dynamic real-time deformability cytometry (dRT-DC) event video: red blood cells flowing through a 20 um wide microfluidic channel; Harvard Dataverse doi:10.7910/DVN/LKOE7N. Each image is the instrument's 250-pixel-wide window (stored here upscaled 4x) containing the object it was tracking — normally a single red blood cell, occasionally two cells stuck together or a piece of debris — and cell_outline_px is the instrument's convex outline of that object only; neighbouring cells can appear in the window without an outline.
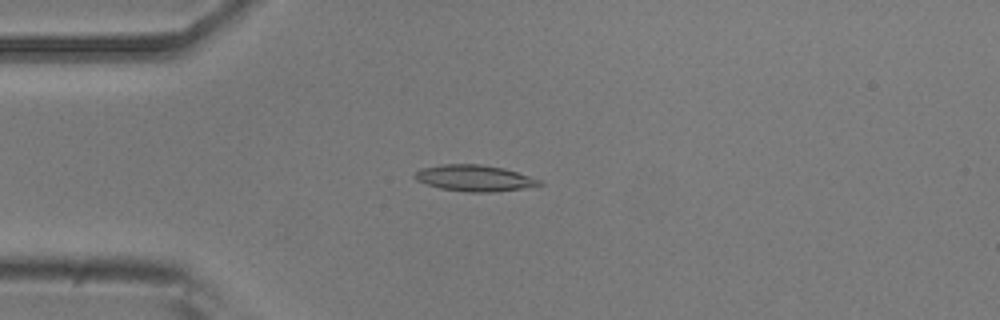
{"species": "common noctule bat (a hibernating species)", "species_latin": "Nyctalus noctula", "temperature_condition": "room temperature", "stored_images_in_passage": 51, "camera_frame_rate_fps": 3000, "um_per_image_px": 0.085, "animal": {"sex": "male", "body_mass_g": 20.5, "forearm_length_mm": 52.5}, "frame": {"image": 1, "passage_image": 13, "time_ms": 4.0, "image_size_px": [1000, 320], "cell_outline_px": [[544, 184], [520, 188], [492, 192], [468, 192], [440, 188], [416, 180], [412, 176], [420, 168], [440, 164], [480, 164], [504, 168], [540, 180]], "centroid_in_image_um": [40.27, 15.13], "position_along_channel_um": 44.7, "area_um2": 18.84}}
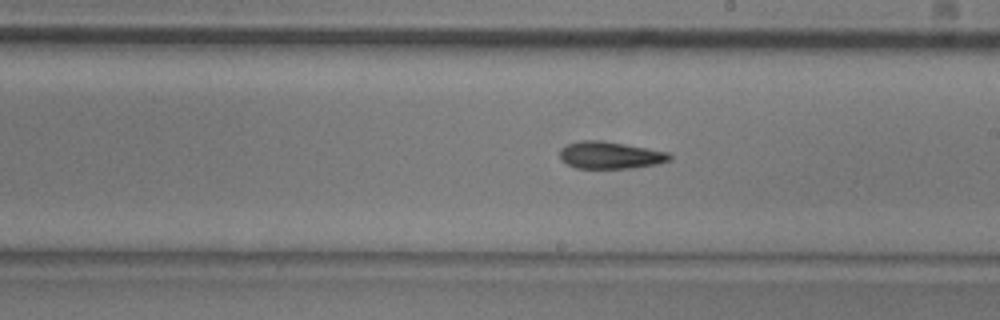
{"frame": {"image": 2, "passage_image": 29, "time_ms": 9.333, "image_size_px": [1000, 320], "cell_outline_px": [[672, 160], [656, 164], [632, 168], [576, 168], [560, 160], [560, 148], [568, 144], [580, 140], [600, 140], [624, 144], [668, 152], [672, 156]], "centroid_in_image_um": [51.85, 13.19], "position_along_channel_um": 237.1, "area_um2": 17.34}}
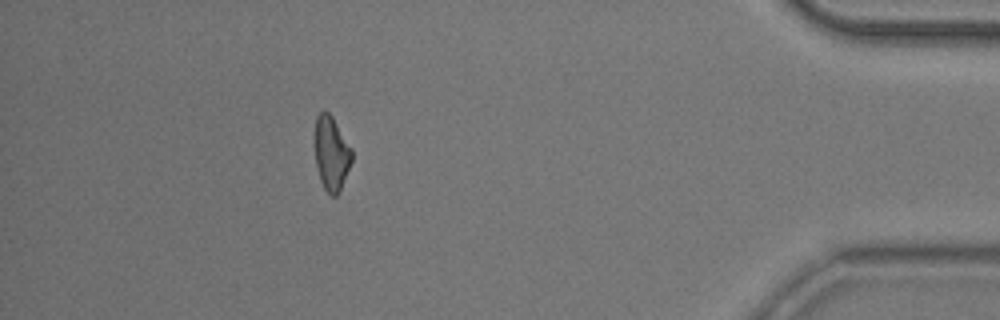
{"frame": {"image": 3, "passage_image": 46, "time_ms": 15.0, "image_size_px": [1000, 320], "cell_outline_px": [[352, 160], [340, 188], [336, 196], [332, 196], [324, 188], [320, 180], [316, 164], [312, 136], [316, 116], [320, 112], [328, 112], [332, 116], [352, 148]], "centroid_in_image_um": [28.12, 12.97], "position_along_channel_um": 407.1, "area_um2": 16.24}, "authors_computed_cell_mechanics": {"area_um2": 17.34, "velocity_mm_per_s": 3.9174, "shape_relaxation_time_tau1_ms": 9.6532, "shape_relaxation_time_tau2_ms": 6.7776, "deformation_change_tau1": 0.2027, "deformation_change_tau2": 0.1688}}